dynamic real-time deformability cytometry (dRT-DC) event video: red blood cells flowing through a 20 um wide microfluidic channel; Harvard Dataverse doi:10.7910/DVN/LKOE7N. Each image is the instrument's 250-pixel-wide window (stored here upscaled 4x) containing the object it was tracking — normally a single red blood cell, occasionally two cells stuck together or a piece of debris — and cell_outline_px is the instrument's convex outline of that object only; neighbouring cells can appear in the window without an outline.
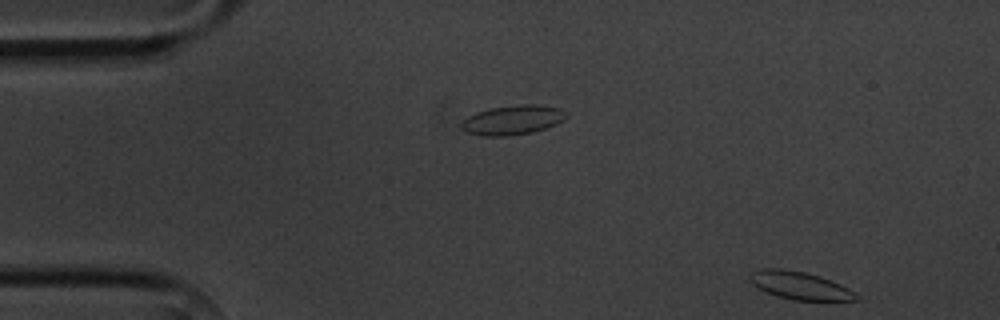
{"species": "common noctule bat (a hibernating species)", "species_latin": "Nyctalus noctula", "temperature_condition": "cold", "stored_images_in_passage": 4, "segment_of_instrument_passage": [2, 2], "camera_frame_rate_fps": 3000, "um_per_image_px": 0.085, "animal": {"sex": "male", "body_mass_g": 20.1, "forearm_length_mm": 53.5}, "frame": {"image": 1, "passage_image": 4, "time_ms": 3.333, "image_size_px": [1000, 320], "cell_outline_px": [[864, 300], [792, 300], [776, 296], [764, 292], [756, 288], [748, 280], [748, 276], [756, 268], [784, 268], [804, 272], [820, 276], [832, 280], [848, 288], [860, 296]], "centroid_in_image_um": [67.94, 24.26], "position_along_channel_um": 17.1, "area_um2": 17.69}}